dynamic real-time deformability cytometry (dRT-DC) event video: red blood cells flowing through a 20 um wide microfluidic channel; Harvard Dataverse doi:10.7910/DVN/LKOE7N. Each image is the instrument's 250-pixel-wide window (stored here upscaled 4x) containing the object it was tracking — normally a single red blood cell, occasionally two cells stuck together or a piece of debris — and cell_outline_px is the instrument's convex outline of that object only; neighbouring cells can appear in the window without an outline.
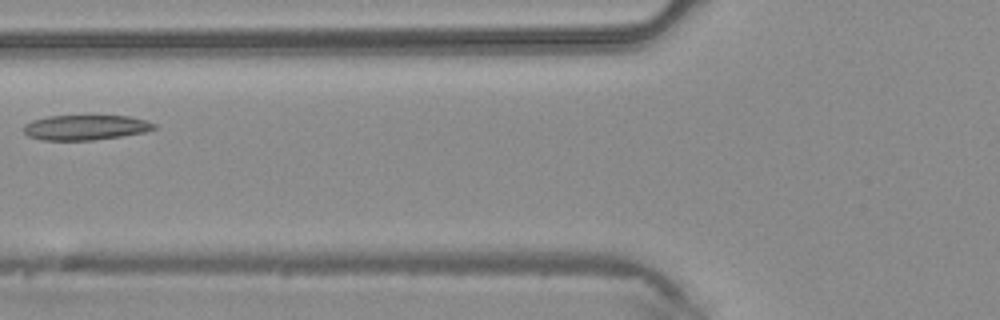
{"species": "common noctule bat (a hibernating species)", "species_latin": "Nyctalus noctula", "temperature_condition": "warm", "stored_images_in_passage": 2, "camera_frame_rate_fps": 3000, "um_per_image_px": 0.085, "animal": {"sex": "male", "body_mass_g": 20.4}, "frame": {"image": 1, "passage_image": 2, "time_ms": 0.333, "image_size_px": [1000, 320], "cell_outline_px": [[156, 128], [144, 132], [120, 136], [92, 140], [40, 140], [28, 136], [24, 132], [24, 124], [32, 120], [48, 116], [128, 116], [148, 120], [156, 124]], "centroid_in_image_um": [7.26, 10.83], "position_along_channel_um": 118.5, "area_um2": 19.02}}